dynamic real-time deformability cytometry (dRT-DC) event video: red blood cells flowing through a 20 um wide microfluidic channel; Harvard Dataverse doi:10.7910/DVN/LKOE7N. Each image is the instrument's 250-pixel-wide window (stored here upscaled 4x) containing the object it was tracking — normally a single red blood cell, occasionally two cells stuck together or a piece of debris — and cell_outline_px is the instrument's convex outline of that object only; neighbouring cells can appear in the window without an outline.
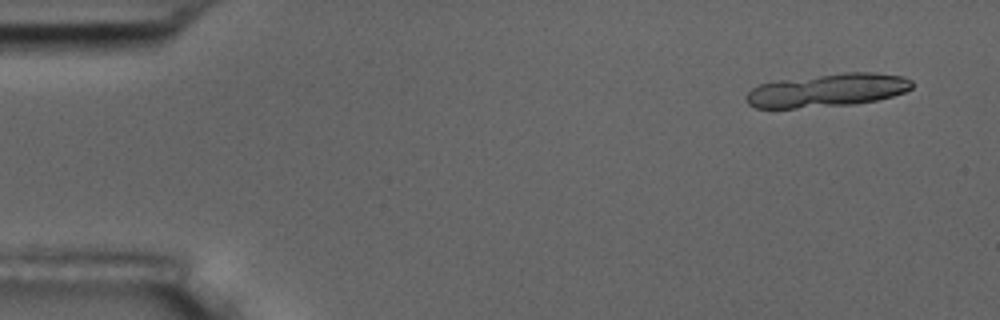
{"species": "common noctule bat (a hibernating species)", "species_latin": "Nyctalus noctula", "temperature_condition": "room temperature", "stored_images_in_passage": 19, "camera_frame_rate_fps": 3000, "um_per_image_px": 0.085, "animal": {"sex": "male", "body_mass_g": 17.5, "forearm_length_mm": 52.3}, "frame": {"image": 1, "passage_image": 4, "time_ms": 1.0, "image_size_px": [1000, 320], "cell_outline_px": [[912, 88], [904, 92], [892, 96], [876, 100], [852, 104], [796, 108], [756, 108], [748, 104], [744, 96], [752, 88], [760, 84], [772, 80], [844, 72], [872, 72], [904, 76], [912, 80]], "centroid_in_image_um": [70.29, 7.66], "position_along_channel_um": 14.7, "area_um2": 32.37}}